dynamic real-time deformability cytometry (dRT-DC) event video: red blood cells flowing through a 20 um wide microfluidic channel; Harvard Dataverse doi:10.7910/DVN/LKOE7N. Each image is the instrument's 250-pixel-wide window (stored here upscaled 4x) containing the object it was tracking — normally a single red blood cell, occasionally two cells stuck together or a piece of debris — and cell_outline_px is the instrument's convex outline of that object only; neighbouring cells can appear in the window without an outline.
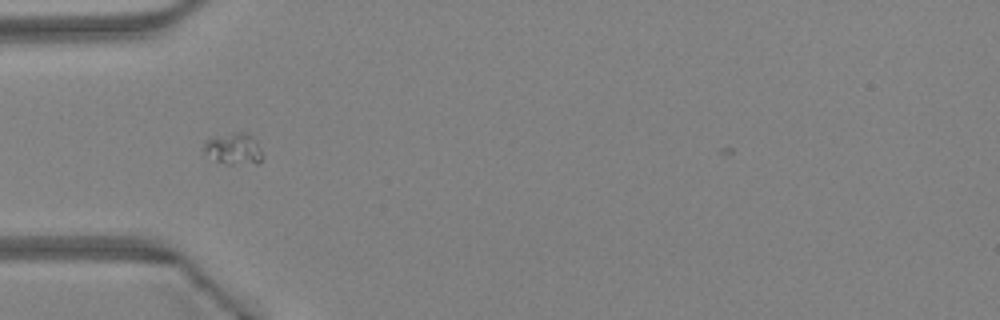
{"species": "Egyptian fruit bat (a non-hibernating species)", "species_latin": "Rousettus aegyptiacus", "temperature_condition": "warm", "stored_images_in_passage": 33, "camera_frame_rate_fps": 3000, "um_per_image_px": 0.085, "animal": {"sex": "female"}, "frame": {"image": 1, "passage_image": 3, "time_ms": 0.667, "image_size_px": [1000, 320], "cell_outline_px": [[264, 156], [256, 164], [224, 164], [216, 160], [204, 152], [204, 140], [216, 136], [232, 132], [248, 132], [256, 140]], "centroid_in_image_um": [19.89, 12.64], "position_along_channel_um": 65.1, "area_um2": 10.92}}